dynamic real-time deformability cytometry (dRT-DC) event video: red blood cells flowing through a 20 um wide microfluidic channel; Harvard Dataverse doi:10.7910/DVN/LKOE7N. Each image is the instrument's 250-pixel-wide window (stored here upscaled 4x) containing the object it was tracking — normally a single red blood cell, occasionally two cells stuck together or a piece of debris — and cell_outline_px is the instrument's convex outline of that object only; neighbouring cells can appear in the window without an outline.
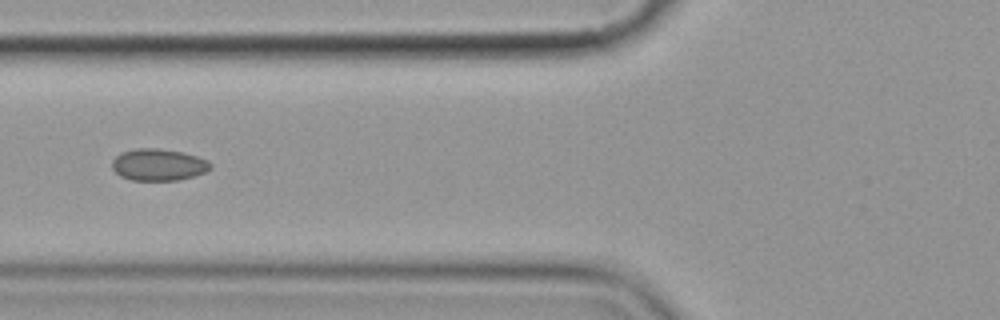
{"species": "common noctule bat (a hibernating species)", "species_latin": "Nyctalus noctula", "temperature_condition": "cold", "stored_images_in_passage": 14, "camera_frame_rate_fps": 3000, "um_per_image_px": 0.085, "animal": {"sex": "female", "body_mass_g": 19.9}, "frame": {"image": 1, "passage_image": 5, "time_ms": 5.667, "image_size_px": [1000, 320], "cell_outline_px": [[212, 168], [204, 172], [192, 176], [176, 180], [132, 180], [120, 176], [112, 168], [112, 160], [116, 156], [124, 152], [136, 148], [156, 148], [184, 152], [208, 160], [212, 164]], "centroid_in_image_um": [13.47, 13.99], "position_along_channel_um": 112.3, "area_um2": 18.15}}
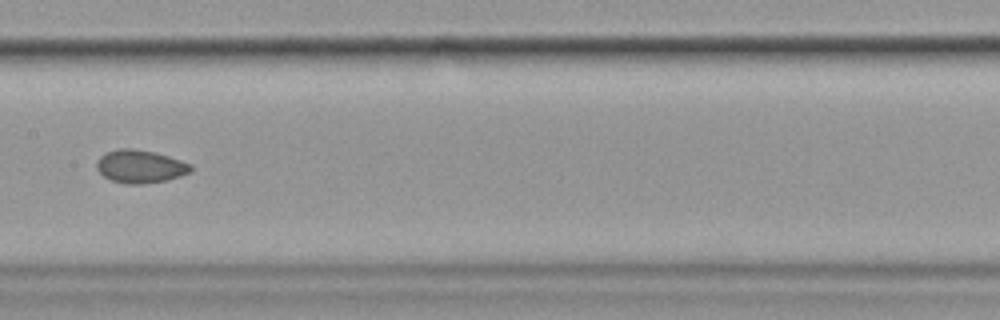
{"frame": {"image": 2, "passage_image": 7, "time_ms": 8.0, "image_size_px": [1000, 320], "cell_outline_px": [[192, 172], [168, 180], [140, 184], [124, 184], [112, 180], [104, 176], [96, 168], [96, 164], [100, 156], [108, 152], [120, 148], [132, 148], [152, 152], [168, 156], [192, 164]], "centroid_in_image_um": [11.94, 14.16], "position_along_channel_um": 195.5, "area_um2": 18.03}}
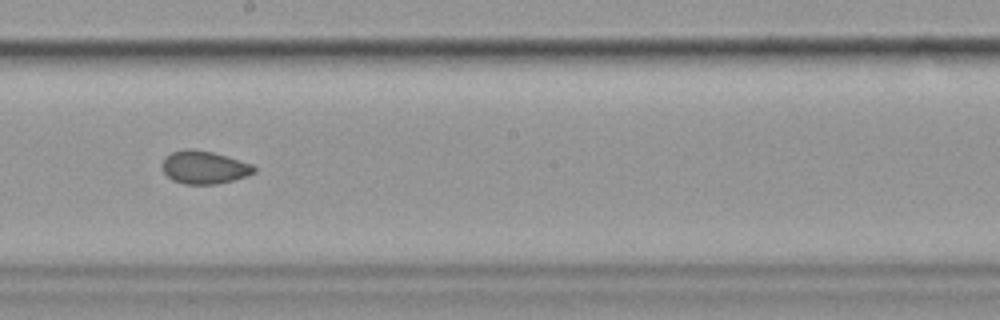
{"frame": {"image": 3, "passage_image": 8, "time_ms": 9.0, "image_size_px": [1000, 320], "cell_outline_px": [[256, 172], [232, 180], [216, 184], [184, 184], [172, 180], [164, 172], [160, 164], [172, 152], [184, 148], [192, 148], [212, 152], [228, 156], [252, 164], [256, 168]], "centroid_in_image_um": [17.34, 14.21], "position_along_channel_um": 230.9, "area_um2": 17.63}, "authors_computed_cell_mechanics": {"area_um2": 19.2474, "velocity_mm_per_s": 3.5475, "shape_relaxation_time_tau1_ms": 1.5319, "shape_relaxation_time_tau2_ms": null, "deformation_change_tau1": 0.1255, "deformation_change_tau2": null}}